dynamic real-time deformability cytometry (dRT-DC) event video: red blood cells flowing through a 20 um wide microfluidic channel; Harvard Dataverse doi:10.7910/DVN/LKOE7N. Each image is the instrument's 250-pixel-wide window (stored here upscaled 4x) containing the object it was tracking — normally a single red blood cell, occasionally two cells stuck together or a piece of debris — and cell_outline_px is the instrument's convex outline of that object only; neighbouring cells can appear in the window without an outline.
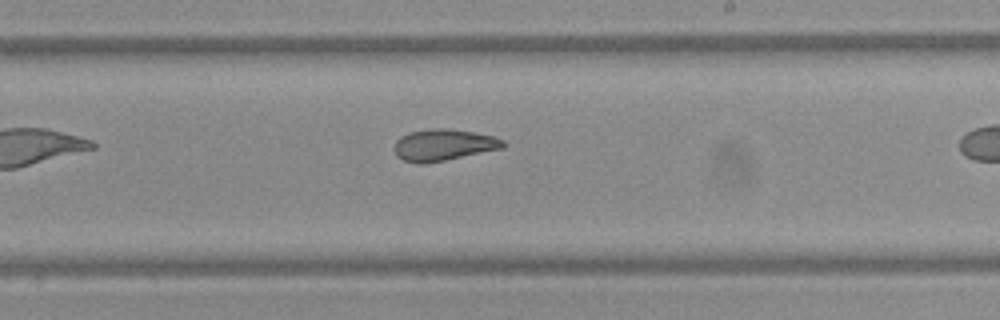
{"species": "Egyptian fruit bat (a non-hibernating species)", "species_latin": "Rousettus aegyptiacus", "temperature_condition": "warm", "stored_images_in_passage": 29, "camera_frame_rate_fps": 3000, "um_per_image_px": 0.085, "frame": {"image": 1, "passage_image": 17, "time_ms": 5.333, "image_size_px": [1000, 320], "cell_outline_px": [[508, 144], [504, 148], [444, 160], [420, 164], [404, 160], [396, 156], [396, 140], [400, 136], [408, 132], [432, 128], [448, 128], [496, 136], [504, 140]], "centroid_in_image_um": [37.74, 12.3], "position_along_channel_um": 251.3, "area_um2": 20.0}}
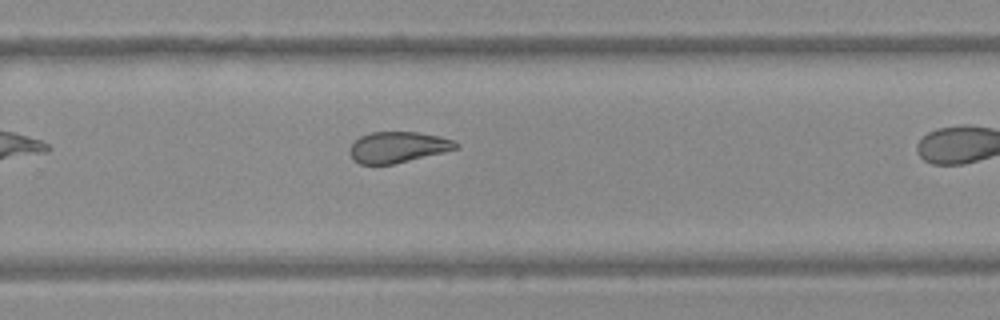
{"frame": {"image": 2, "passage_image": 21, "time_ms": 6.667, "image_size_px": [1000, 320], "cell_outline_px": [[460, 148], [444, 152], [392, 164], [360, 164], [352, 160], [348, 152], [352, 144], [360, 136], [368, 132], [420, 132], [440, 136], [452, 140], [460, 144]], "centroid_in_image_um": [33.81, 12.5], "position_along_channel_um": 296.0, "area_um2": 19.25}}